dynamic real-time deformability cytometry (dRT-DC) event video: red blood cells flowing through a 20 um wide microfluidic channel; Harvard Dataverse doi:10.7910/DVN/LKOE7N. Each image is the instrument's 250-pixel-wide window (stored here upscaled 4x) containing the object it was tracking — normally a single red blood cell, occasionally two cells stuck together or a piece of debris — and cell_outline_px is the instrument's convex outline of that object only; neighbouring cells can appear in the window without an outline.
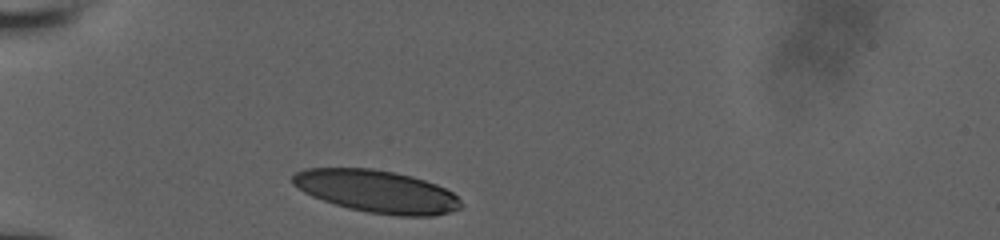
{"species": "human", "species_latin": "Homo sapiens", "temperature_condition": "room temperature", "stored_images_in_passage": 5, "camera_frame_rate_fps": 3000, "um_per_image_px": 0.085, "donor": {"sex": "male"}, "frame": {"image": 1, "passage_image": 1, "time_ms": 0.0, "image_size_px": [1000, 240], "cell_outline_px": [[460, 208], [448, 212], [432, 216], [396, 216], [368, 212], [348, 208], [312, 196], [304, 192], [292, 184], [292, 176], [296, 172], [304, 168], [372, 168], [412, 176], [436, 184], [452, 192], [460, 200]], "centroid_in_image_um": [32.0, 16.26], "position_along_channel_um": 53.0, "area_um2": 41.44}}
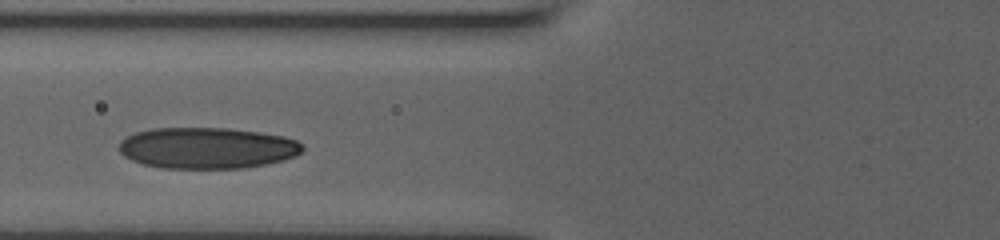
{"frame": {"image": 2, "passage_image": 4, "time_ms": 2.0, "image_size_px": [1000, 240], "cell_outline_px": [[304, 148], [296, 156], [284, 160], [268, 164], [244, 168], [160, 168], [144, 164], [132, 160], [124, 156], [120, 152], [120, 140], [136, 132], [152, 128], [228, 128], [260, 132], [284, 136], [296, 140], [304, 144]], "centroid_in_image_um": [17.64, 12.58], "position_along_channel_um": 108.2, "area_um2": 44.27}}